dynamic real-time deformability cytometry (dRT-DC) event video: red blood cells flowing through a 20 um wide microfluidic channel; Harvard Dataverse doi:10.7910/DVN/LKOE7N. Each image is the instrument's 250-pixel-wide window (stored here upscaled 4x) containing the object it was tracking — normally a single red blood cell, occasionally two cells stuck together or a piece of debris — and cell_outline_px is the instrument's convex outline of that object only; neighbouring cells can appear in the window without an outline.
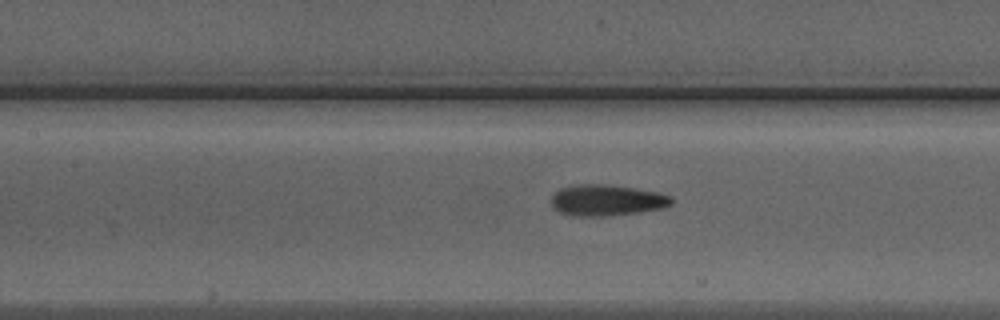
{"species": "Egyptian fruit bat (a non-hibernating species)", "species_latin": "Rousettus aegyptiacus", "temperature_condition": "warm", "stored_images_in_passage": 31, "camera_frame_rate_fps": 3000, "um_per_image_px": 0.085, "animal": {"sex": "male"}, "frame": {"image": 1, "passage_image": 14, "time_ms": 4.333, "image_size_px": [1000, 320], "cell_outline_px": [[672, 204], [664, 208], [640, 212], [604, 216], [572, 216], [560, 212], [552, 208], [552, 196], [560, 188], [580, 184], [604, 184], [660, 192], [672, 196]], "centroid_in_image_um": [51.59, 17.02], "position_along_channel_um": 155.8, "area_um2": 21.85}}